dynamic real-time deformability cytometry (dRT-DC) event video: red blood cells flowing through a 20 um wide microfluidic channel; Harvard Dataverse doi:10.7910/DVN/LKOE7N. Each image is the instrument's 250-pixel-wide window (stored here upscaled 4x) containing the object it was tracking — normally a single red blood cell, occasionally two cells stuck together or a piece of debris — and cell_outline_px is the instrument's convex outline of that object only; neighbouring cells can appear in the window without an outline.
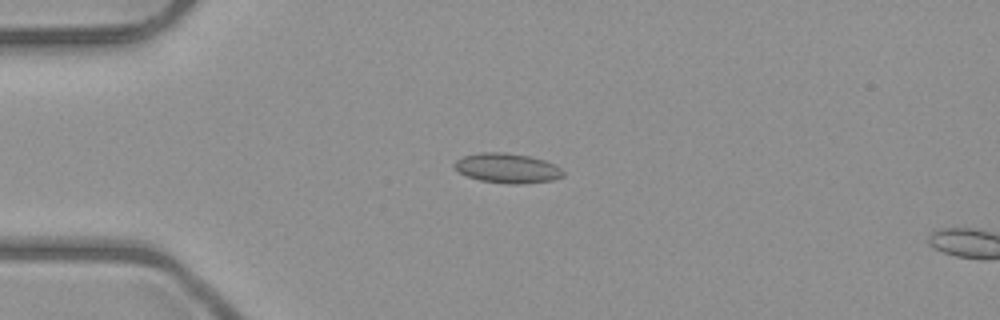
{"species": "common noctule bat (a hibernating species)", "species_latin": "Nyctalus noctula", "temperature_condition": "room temperature", "stored_images_in_passage": 5, "camera_frame_rate_fps": 3000, "um_per_image_px": 0.085, "animal": {"sex": "male", "body_mass_g": 23.1, "forearm_length_mm": 52.7}, "frame": {"image": 1, "passage_image": 4, "time_ms": 3.667, "image_size_px": [1000, 320], "cell_outline_px": [[564, 176], [552, 180], [520, 184], [508, 184], [480, 180], [468, 176], [460, 172], [452, 164], [456, 160], [464, 156], [480, 152], [504, 152], [528, 156], [544, 160], [556, 164], [564, 172]], "centroid_in_image_um": [43.13, 14.29], "position_along_channel_um": 41.9, "area_um2": 18.79}}